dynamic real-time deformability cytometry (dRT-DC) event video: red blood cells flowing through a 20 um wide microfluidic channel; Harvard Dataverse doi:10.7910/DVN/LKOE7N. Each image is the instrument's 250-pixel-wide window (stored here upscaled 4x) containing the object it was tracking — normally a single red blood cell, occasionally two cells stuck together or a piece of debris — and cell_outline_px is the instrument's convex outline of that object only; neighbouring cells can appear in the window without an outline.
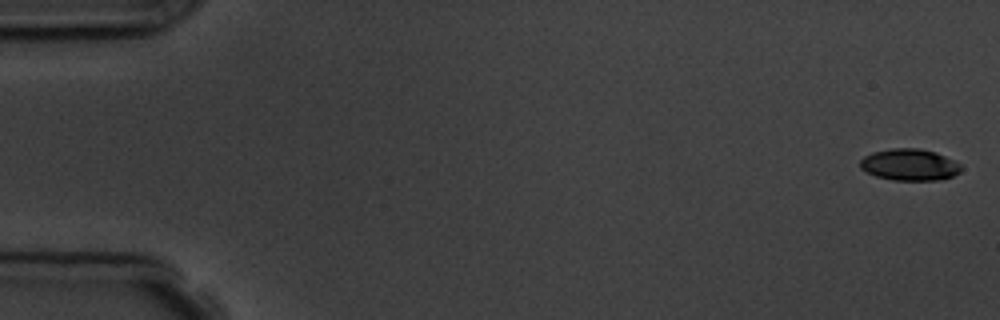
{"species": "common noctule bat (a hibernating species)", "species_latin": "Nyctalus noctula", "temperature_condition": "room temperature", "stored_images_in_passage": 6, "camera_frame_rate_fps": 3000, "um_per_image_px": 0.085, "animal": {"sex": "male", "body_mass_g": 19.5, "forearm_length_mm": 54.6}, "frame": {"image": 1, "passage_image": 1, "time_ms": 0.0, "image_size_px": [1000, 320], "cell_outline_px": [[964, 168], [960, 172], [952, 176], [940, 180], [892, 180], [876, 176], [860, 168], [860, 160], [864, 156], [872, 152], [892, 148], [920, 148], [936, 152], [960, 164]], "centroid_in_image_um": [77.32, 14.0], "position_along_channel_um": 7.7, "area_um2": 18.67}}
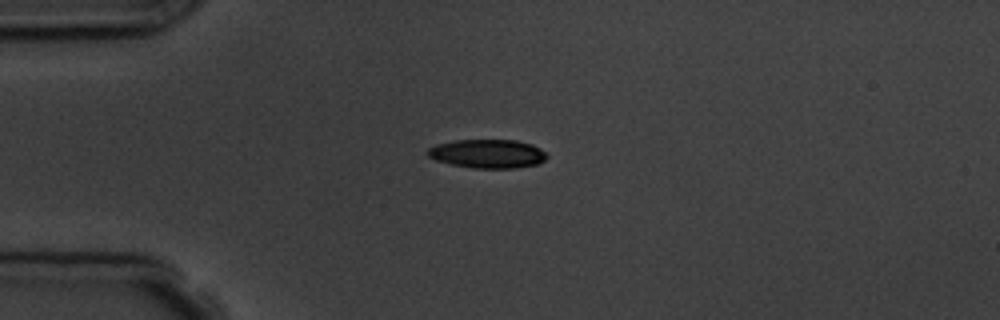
{"frame": {"image": 2, "passage_image": 4, "time_ms": 4.333, "image_size_px": [1000, 320], "cell_outline_px": [[548, 156], [540, 164], [516, 168], [472, 168], [452, 164], [436, 160], [428, 156], [428, 148], [436, 144], [456, 140], [516, 140], [532, 144], [540, 148]], "centroid_in_image_um": [41.47, 13.07], "position_along_channel_um": 43.5, "area_um2": 20.0}}